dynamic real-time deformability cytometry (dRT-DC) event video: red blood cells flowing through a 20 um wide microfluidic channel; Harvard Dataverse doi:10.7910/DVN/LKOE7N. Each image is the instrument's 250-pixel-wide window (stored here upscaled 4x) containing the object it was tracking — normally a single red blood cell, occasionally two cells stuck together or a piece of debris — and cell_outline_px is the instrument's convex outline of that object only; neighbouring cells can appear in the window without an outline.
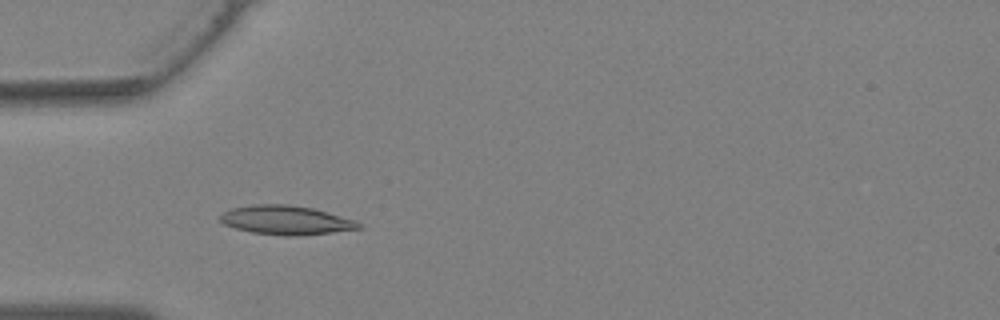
{"species": "Egyptian fruit bat (a non-hibernating species)", "species_latin": "Rousettus aegyptiacus", "temperature_condition": "warm", "stored_images_in_passage": 35, "camera_frame_rate_fps": 3000, "um_per_image_px": 0.085, "animal": {"sex": "female"}, "frame": {"image": 1, "passage_image": 9, "time_ms": 2.667, "image_size_px": [1000, 320], "cell_outline_px": [[364, 228], [300, 236], [288, 236], [252, 232], [236, 228], [224, 224], [220, 220], [220, 212], [232, 208], [252, 204], [288, 204], [312, 208], [356, 220], [364, 224]], "centroid_in_image_um": [24.33, 18.71], "position_along_channel_um": 60.7, "area_um2": 23.58}}
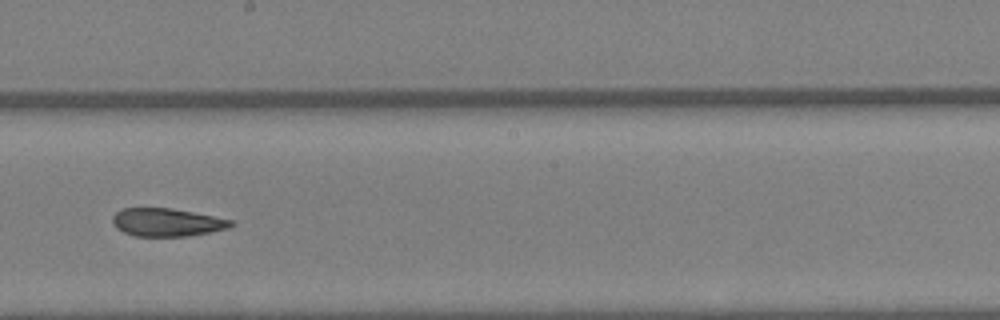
{"frame": {"image": 2, "passage_image": 19, "time_ms": 6.0, "image_size_px": [1000, 320], "cell_outline_px": [[236, 224], [228, 228], [188, 236], [136, 236], [124, 232], [116, 228], [112, 224], [112, 216], [120, 208], [172, 208], [232, 220]], "centroid_in_image_um": [14.15, 18.89], "position_along_channel_um": 234.1, "area_um2": 19.31}}
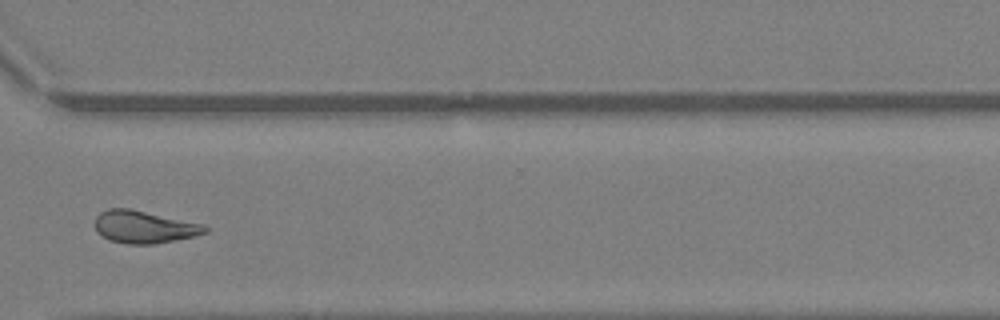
{"frame": {"image": 3, "passage_image": 26, "time_ms": 8.333, "image_size_px": [1000, 320], "cell_outline_px": [[208, 232], [196, 236], [176, 240], [152, 244], [128, 244], [112, 240], [96, 232], [96, 216], [100, 212], [108, 208], [128, 208], [200, 224], [208, 228]], "centroid_in_image_um": [12.23, 19.29], "position_along_channel_um": 358.4, "area_um2": 20.4}}